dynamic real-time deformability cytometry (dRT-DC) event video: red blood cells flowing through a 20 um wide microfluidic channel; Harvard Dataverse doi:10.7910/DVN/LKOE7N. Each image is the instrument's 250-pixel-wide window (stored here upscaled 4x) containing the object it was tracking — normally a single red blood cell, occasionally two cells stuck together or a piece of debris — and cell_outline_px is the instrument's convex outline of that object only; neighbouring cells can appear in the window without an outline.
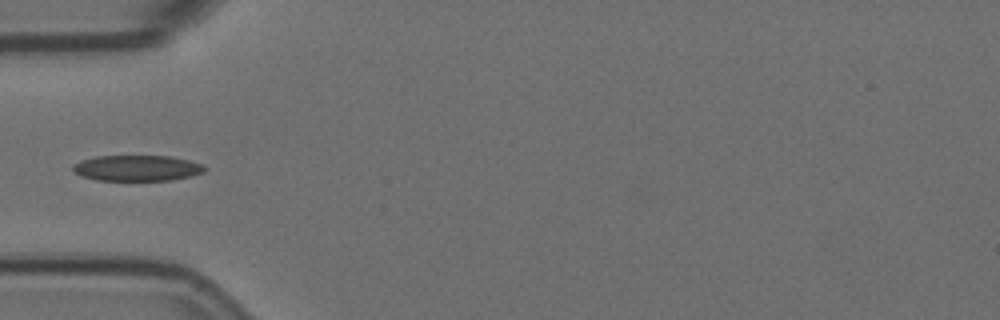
{"species": "Egyptian fruit bat (a non-hibernating species)", "species_latin": "Rousettus aegyptiacus", "temperature_condition": "room temperature", "stored_images_in_passage": 14, "camera_frame_rate_fps": 3000, "um_per_image_px": 0.085, "animal": {"sex": "female"}, "frame": {"image": 1, "passage_image": 5, "time_ms": 1.333, "image_size_px": [1000, 320], "cell_outline_px": [[208, 168], [204, 172], [192, 176], [172, 180], [96, 180], [80, 176], [72, 172], [72, 164], [96, 156], [168, 156], [188, 160], [204, 164]], "centroid_in_image_um": [11.66, 14.29], "position_along_channel_um": 73.3, "area_um2": 19.94}}
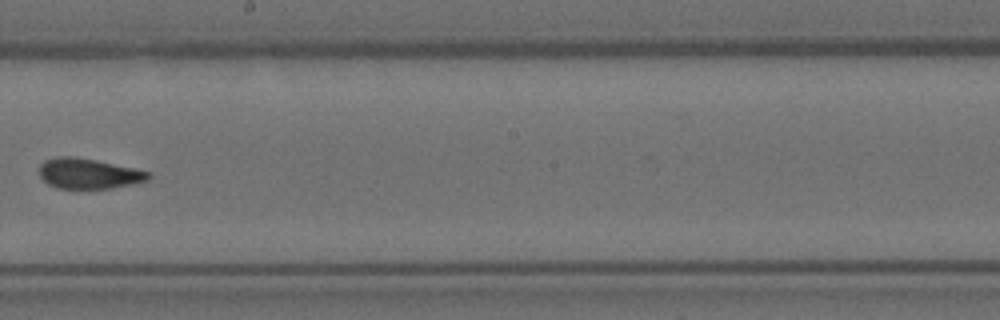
{"frame": {"image": 2, "passage_image": 9, "time_ms": 2.667, "image_size_px": [1000, 320], "cell_outline_px": [[152, 176], [148, 180], [132, 184], [108, 188], [56, 188], [48, 184], [40, 176], [40, 164], [44, 160], [60, 156], [76, 156], [96, 160], [152, 172]], "centroid_in_image_um": [7.54, 14.74], "position_along_channel_um": 240.7, "area_um2": 19.25}}
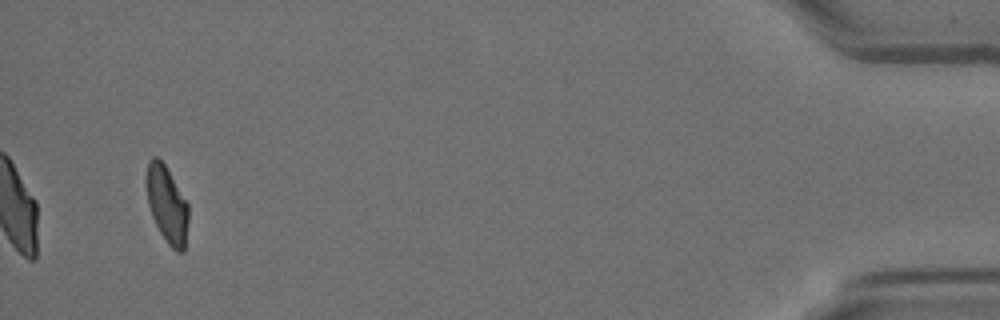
{"frame": {"image": 3, "passage_image": 14, "time_ms": 4.333, "image_size_px": [1000, 320], "cell_outline_px": [[188, 220], [184, 252], [176, 252], [168, 244], [160, 232], [152, 216], [148, 204], [144, 184], [144, 176], [148, 160], [152, 156], [156, 156], [164, 164], [188, 204]], "centroid_in_image_um": [14.15, 17.35], "position_along_channel_um": 421.1, "area_um2": 19.02}}